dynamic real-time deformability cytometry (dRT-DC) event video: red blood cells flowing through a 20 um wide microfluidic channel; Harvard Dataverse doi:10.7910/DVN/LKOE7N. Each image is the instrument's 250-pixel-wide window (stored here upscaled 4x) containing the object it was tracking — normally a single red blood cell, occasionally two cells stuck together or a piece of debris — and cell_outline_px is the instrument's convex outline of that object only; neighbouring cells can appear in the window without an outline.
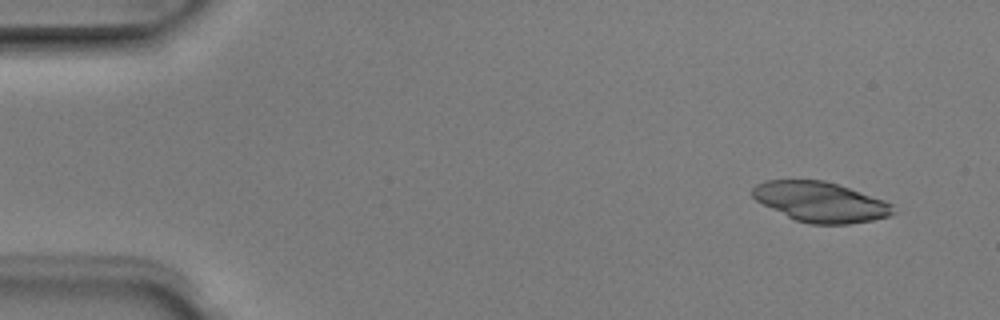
{"species": "Egyptian fruit bat (a non-hibernating species)", "species_latin": "Rousettus aegyptiacus", "temperature_condition": "room temperature", "stored_images_in_passage": 4, "camera_frame_rate_fps": 3000, "um_per_image_px": 0.085, "animal": {"sex": "male"}, "frame": {"image": 1, "passage_image": 1, "time_ms": 0.0, "image_size_px": [1000, 320], "cell_outline_px": [[896, 212], [888, 216], [872, 220], [848, 224], [808, 224], [796, 220], [756, 200], [752, 196], [752, 188], [756, 184], [764, 180], [824, 180], [884, 200], [892, 204]], "centroid_in_image_um": [69.74, 17.16], "position_along_channel_um": 15.3, "area_um2": 32.48}}